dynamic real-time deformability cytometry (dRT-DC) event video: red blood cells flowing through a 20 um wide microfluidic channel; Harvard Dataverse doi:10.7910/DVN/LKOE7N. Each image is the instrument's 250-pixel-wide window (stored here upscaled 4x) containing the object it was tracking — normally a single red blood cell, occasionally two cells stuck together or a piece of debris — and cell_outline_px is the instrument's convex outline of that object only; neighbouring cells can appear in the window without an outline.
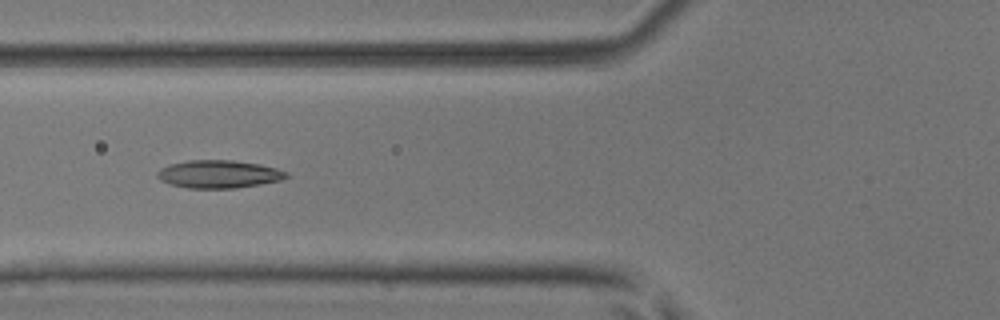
{"species": "common noctule bat (a hibernating species)", "species_latin": "Nyctalus noctula", "temperature_condition": "room temperature", "stored_images_in_passage": 35, "camera_frame_rate_fps": 3000, "um_per_image_px": 0.085, "animal": {"sex": "male", "body_mass_g": 17.9, "forearm_length_mm": 54.2}, "frame": {"image": 1, "passage_image": 6, "time_ms": 1.667, "image_size_px": [1000, 320], "cell_outline_px": [[288, 176], [280, 180], [260, 184], [236, 188], [188, 188], [172, 184], [160, 180], [156, 176], [156, 172], [160, 168], [168, 164], [188, 160], [232, 160], [260, 164], [276, 168], [288, 172]], "centroid_in_image_um": [18.57, 14.79], "position_along_channel_um": 107.2, "area_um2": 20.98}}
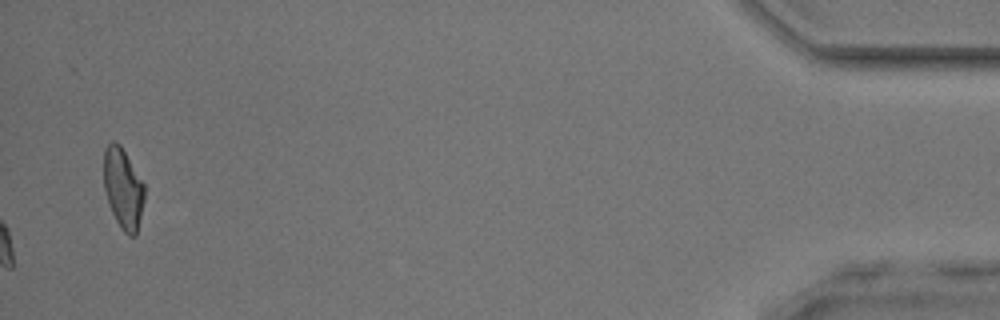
{"frame": {"image": 2, "passage_image": 35, "time_ms": 11.333, "image_size_px": [1000, 320], "cell_outline_px": [[144, 200], [136, 236], [128, 236], [120, 228], [112, 212], [104, 188], [104, 148], [112, 140], [120, 144], [144, 184]], "centroid_in_image_um": [10.46, 16.02], "position_along_channel_um": 424.7, "area_um2": 18.96}, "authors_computed_cell_mechanics": {"area_um2": 18.1492, "velocity_mm_per_s": 4.1432, "shape_relaxation_time_tau1_ms": 1.7543, "shape_relaxation_time_tau2_ms": 2.4846, "deformation_change_tau1": 0.0659, "deformation_change_tau2": 0.0941}}